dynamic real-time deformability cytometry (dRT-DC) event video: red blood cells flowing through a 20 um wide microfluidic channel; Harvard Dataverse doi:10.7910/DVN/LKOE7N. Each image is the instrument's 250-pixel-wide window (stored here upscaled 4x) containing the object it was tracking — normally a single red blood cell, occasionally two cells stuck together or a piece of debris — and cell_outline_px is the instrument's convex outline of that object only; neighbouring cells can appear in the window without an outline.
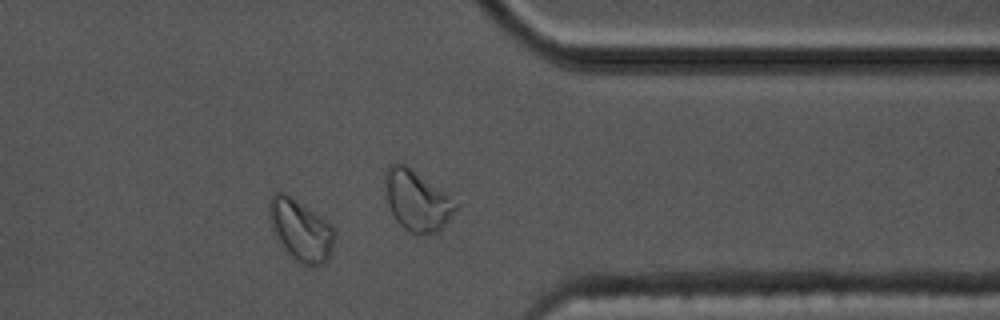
{"species": "common noctule bat (a hibernating species)", "species_latin": "Nyctalus noctula", "temperature_condition": "cold", "stored_images_in_passage": 42, "camera_frame_rate_fps": 3000, "um_per_image_px": 0.085, "animal": {"sex": "male", "body_mass_g": 17.5, "forearm_length_mm": 52.3}, "frame": {"image": 1, "passage_image": 30, "time_ms": 9.667, "image_size_px": [1000, 320], "cell_outline_px": [[336, 232], [332, 252], [328, 260], [324, 264], [300, 264], [292, 260], [284, 252], [272, 228], [268, 216], [268, 200], [276, 192], [284, 192], [292, 196], [332, 224]], "centroid_in_image_um": [25.55, 19.56], "position_along_channel_um": 385.8, "area_um2": 23.99}}
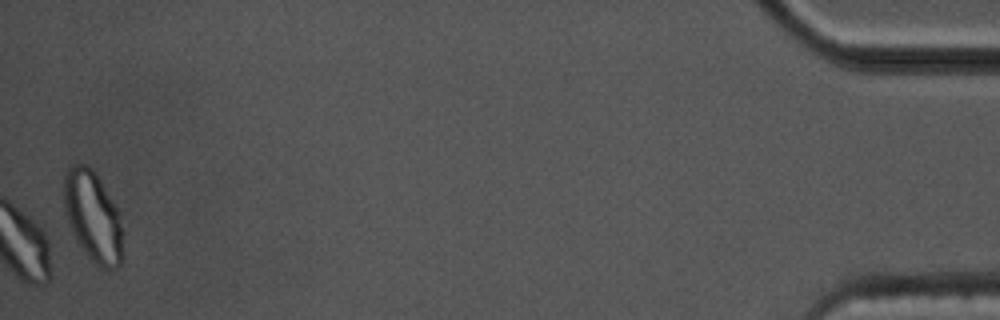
{"frame": {"image": 2, "passage_image": 42, "time_ms": 13.667, "image_size_px": [1000, 320], "cell_outline_px": [[124, 256], [120, 268], [100, 268], [92, 264], [80, 248], [68, 224], [64, 208], [64, 176], [68, 168], [72, 164], [84, 164], [92, 168], [96, 172], [120, 212], [124, 232]], "centroid_in_image_um": [7.95, 18.47], "position_along_channel_um": 427.3, "area_um2": 32.37}, "authors_computed_cell_mechanics": {"area_um2": 16.9065, "velocity_mm_per_s": 3.4065, "shape_relaxation_time_tau1_ms": 2.9611, "shape_relaxation_time_tau2_ms": null, "deformation_change_tau1": 0.117, "deformation_change_tau2": null}}